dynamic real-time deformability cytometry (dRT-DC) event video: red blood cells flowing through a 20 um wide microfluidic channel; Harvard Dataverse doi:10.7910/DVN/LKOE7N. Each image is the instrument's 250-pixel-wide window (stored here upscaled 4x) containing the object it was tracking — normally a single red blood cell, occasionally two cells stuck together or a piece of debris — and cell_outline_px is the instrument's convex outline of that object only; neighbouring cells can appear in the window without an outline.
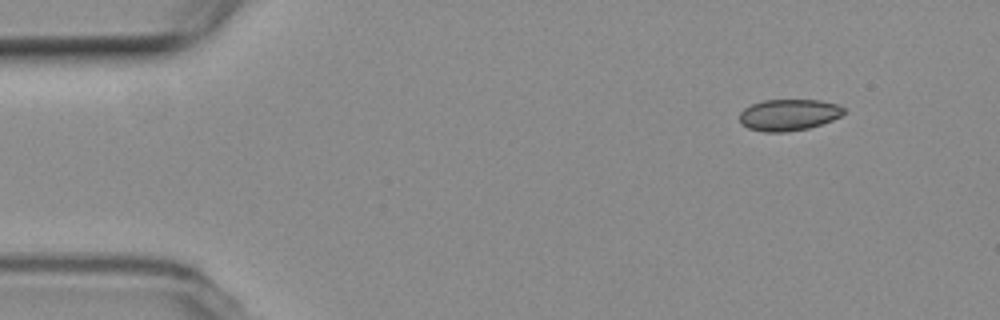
{"species": "common noctule bat (a hibernating species)", "species_latin": "Nyctalus noctula", "temperature_condition": "room temperature", "stored_images_in_passage": 4, "camera_frame_rate_fps": 3000, "um_per_image_px": 0.085, "animal": {"sex": "female", "body_mass_g": 19.3, "forearm_length_mm": 54.1}, "frame": {"image": 1, "passage_image": 1, "time_ms": 0.0, "image_size_px": [1000, 320], "cell_outline_px": [[844, 112], [840, 116], [832, 120], [808, 128], [784, 132], [764, 132], [748, 128], [740, 120], [740, 112], [744, 108], [752, 104], [764, 100], [820, 100], [836, 104], [844, 108]], "centroid_in_image_um": [67.03, 9.76], "position_along_channel_um": 18.0, "area_um2": 18.9}}
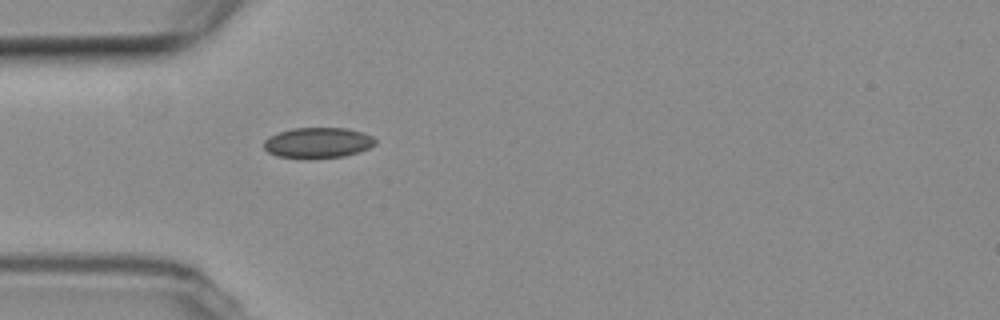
{"frame": {"image": 2, "passage_image": 4, "time_ms": 3.667, "image_size_px": [1000, 320], "cell_outline_px": [[376, 144], [368, 148], [344, 156], [276, 156], [268, 152], [264, 148], [264, 140], [268, 136], [292, 128], [348, 128], [364, 132], [372, 136], [376, 140]], "centroid_in_image_um": [27.03, 12.08], "position_along_channel_um": 58.0, "area_um2": 19.25}}